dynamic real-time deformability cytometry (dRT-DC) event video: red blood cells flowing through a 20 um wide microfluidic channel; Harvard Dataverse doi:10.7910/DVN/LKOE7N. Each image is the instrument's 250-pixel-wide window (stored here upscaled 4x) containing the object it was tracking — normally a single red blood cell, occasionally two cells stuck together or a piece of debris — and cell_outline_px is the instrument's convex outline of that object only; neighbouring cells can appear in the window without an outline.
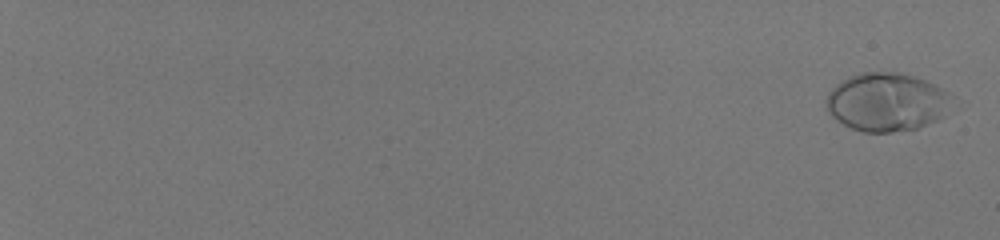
{"species": "human", "species_latin": "Homo sapiens", "temperature_condition": "room temperature", "stored_images_in_passage": 58, "camera_frame_rate_fps": 3000, "um_per_image_px": 0.085, "donor": {"sex": "male"}, "frame": {"image": 1, "passage_image": 2, "time_ms": 0.333, "image_size_px": [1000, 240], "cell_outline_px": [[948, 92], [944, 116], [936, 120], [916, 128], [892, 132], [864, 132], [852, 128], [836, 120], [828, 112], [828, 92], [836, 84], [848, 76], [864, 72], [896, 72], [912, 76], [924, 80]], "centroid_in_image_um": [75.3, 8.67], "position_along_channel_um": 9.7, "area_um2": 41.85}}
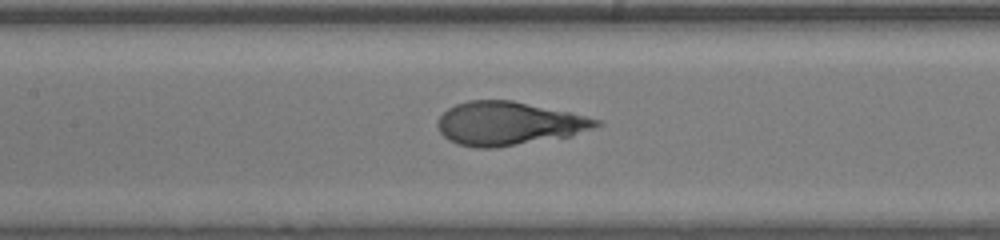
{"frame": {"image": 2, "passage_image": 35, "time_ms": 11.333, "image_size_px": [1000, 240], "cell_outline_px": [[604, 124], [572, 136], [496, 148], [476, 148], [456, 144], [448, 140], [440, 132], [436, 124], [440, 116], [448, 108], [456, 104], [468, 100], [512, 100], [568, 112], [600, 120]], "centroid_in_image_um": [43.21, 10.51], "position_along_channel_um": 164.2, "area_um2": 40.34}}
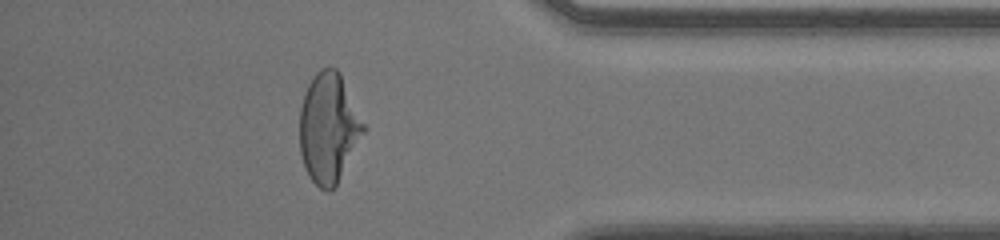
{"frame": {"image": 3, "passage_image": 54, "time_ms": 17.667, "image_size_px": [1000, 240], "cell_outline_px": [[368, 128], [336, 184], [328, 192], [320, 188], [312, 180], [304, 164], [300, 152], [300, 108], [304, 92], [312, 76], [316, 72], [324, 68], [336, 68], [340, 72]], "centroid_in_image_um": [27.96, 10.84], "position_along_channel_um": 407.2, "area_um2": 40.98}, "authors_computed_cell_mechanics": {"area_um2": 40.1421, "velocity_mm_per_s": 4.0529, "shape_relaxation_time_tau1_ms": 3.5129, "shape_relaxation_time_tau2_ms": null, "deformation_change_tau1": 0.2332, "deformation_change_tau2": null}}